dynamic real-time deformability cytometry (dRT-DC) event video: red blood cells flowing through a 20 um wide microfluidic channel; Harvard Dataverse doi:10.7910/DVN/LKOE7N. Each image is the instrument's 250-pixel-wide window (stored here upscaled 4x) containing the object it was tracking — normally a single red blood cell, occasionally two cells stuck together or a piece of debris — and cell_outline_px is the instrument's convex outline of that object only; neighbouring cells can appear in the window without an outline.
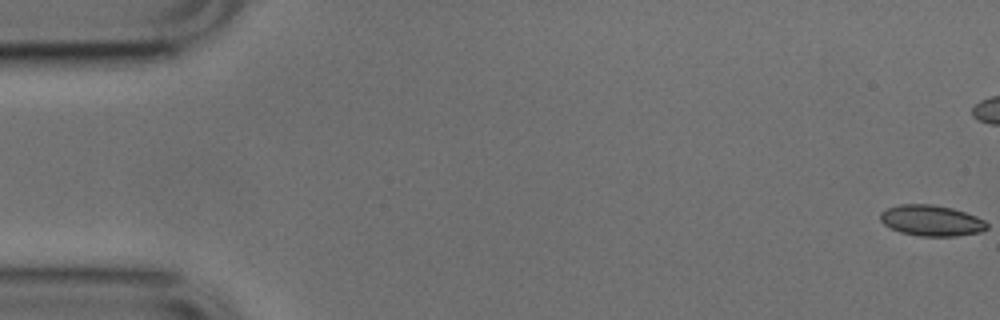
{"species": "common noctule bat (a hibernating species)", "species_latin": "Nyctalus noctula", "temperature_condition": "cold", "stored_images_in_passage": 53, "camera_frame_rate_fps": 3000, "um_per_image_px": 0.085, "animal": {"sex": "male", "body_mass_g": 17.9, "forearm_length_mm": 54.2}, "frame": {"image": 1, "passage_image": 1, "time_ms": 0.0, "image_size_px": [1000, 320], "cell_outline_px": [[984, 228], [972, 232], [908, 232], [896, 228], [892, 224], [900, 208], [944, 208], [960, 212], [984, 224]], "centroid_in_image_um": [79.47, 18.77], "position_along_channel_um": 5.5, "area_um2": 13.01}}
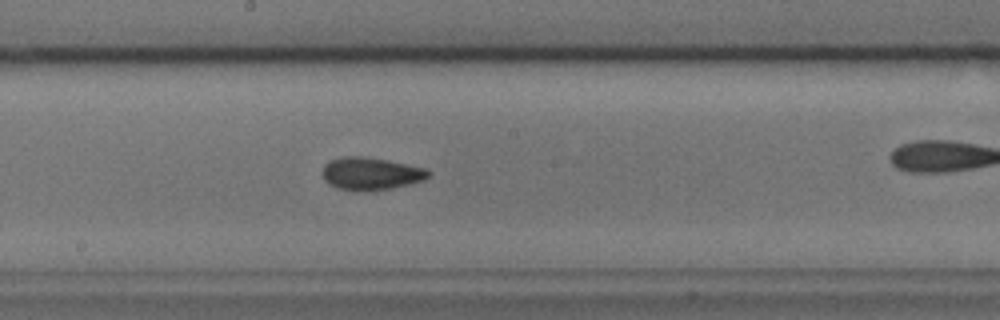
{"frame": {"image": 2, "passage_image": 28, "time_ms": 9.0, "image_size_px": [1000, 320], "cell_outline_px": [[424, 176], [408, 180], [388, 184], [340, 184], [332, 180], [328, 176], [328, 168], [332, 164], [388, 164], [408, 168], [424, 172]], "centroid_in_image_um": [31.55, 14.78], "position_along_channel_um": 216.7, "area_um2": 11.56}}
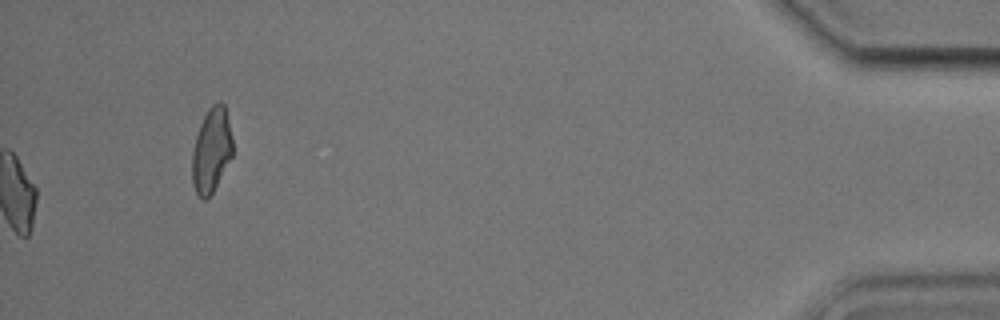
{"frame": {"image": 3, "passage_image": 53, "time_ms": 17.333, "image_size_px": [1000, 320], "cell_outline_px": [[232, 152], [212, 188], [208, 192], [196, 188], [196, 144], [204, 120], [208, 116], [224, 112], [232, 144]], "centroid_in_image_um": [18.04, 12.82], "position_along_channel_um": 417.2, "area_um2": 14.91}}